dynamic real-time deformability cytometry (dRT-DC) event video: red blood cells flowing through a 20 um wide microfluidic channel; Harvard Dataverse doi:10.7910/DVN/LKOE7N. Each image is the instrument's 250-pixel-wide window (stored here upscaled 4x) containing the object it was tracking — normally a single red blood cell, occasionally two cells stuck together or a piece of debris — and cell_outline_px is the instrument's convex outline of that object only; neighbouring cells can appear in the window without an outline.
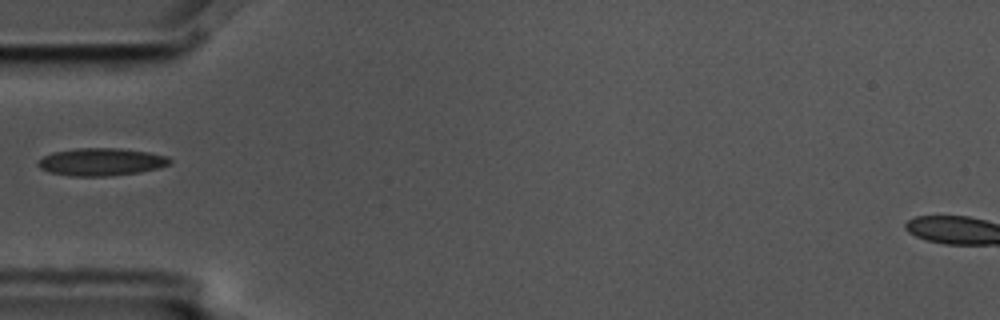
{"species": "common noctule bat (a hibernating species)", "species_latin": "Nyctalus noctula", "temperature_condition": "cold", "stored_images_in_passage": 1, "camera_frame_rate_fps": 3000, "um_per_image_px": 0.085, "animal": {"sex": "male", "body_mass_g": 17.5, "forearm_length_mm": 52.3}, "frame": {"image": 1, "passage_image": 1, "time_ms": 0.0, "image_size_px": [1000, 320], "cell_outline_px": [[172, 164], [160, 168], [136, 172], [108, 176], [72, 176], [48, 172], [40, 168], [36, 164], [44, 156], [52, 152], [76, 148], [120, 148], [148, 152], [168, 156], [172, 160]], "centroid_in_image_um": [8.62, 13.75], "position_along_channel_um": 76.4, "area_um2": 21.27}}